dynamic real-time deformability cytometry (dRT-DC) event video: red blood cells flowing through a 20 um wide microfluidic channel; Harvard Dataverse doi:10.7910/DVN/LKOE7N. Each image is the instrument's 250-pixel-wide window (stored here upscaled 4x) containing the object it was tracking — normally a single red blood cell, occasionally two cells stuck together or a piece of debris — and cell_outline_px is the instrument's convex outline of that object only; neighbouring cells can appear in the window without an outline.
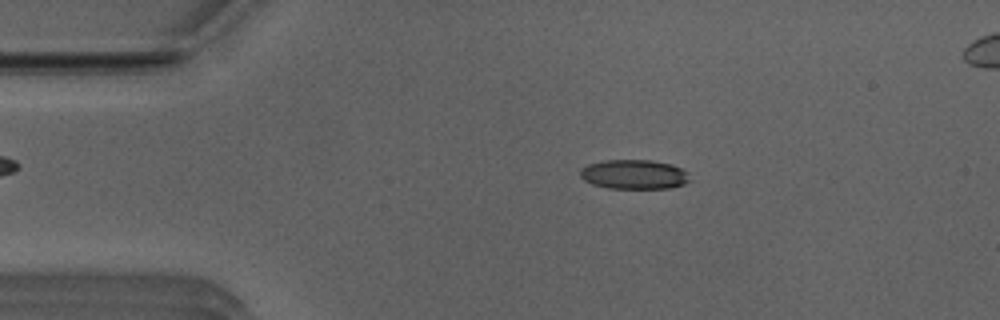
{"species": "Egyptian fruit bat (a non-hibernating species)", "species_latin": "Rousettus aegyptiacus", "temperature_condition": "room temperature", "stored_images_in_passage": 16, "camera_frame_rate_fps": 3000, "um_per_image_px": 0.085, "animal": {"sex": "male"}, "frame": {"image": 1, "passage_image": 9, "time_ms": 2.667, "image_size_px": [1000, 320], "cell_outline_px": [[688, 180], [684, 184], [668, 188], [608, 188], [592, 184], [584, 180], [580, 176], [580, 168], [588, 164], [604, 160], [648, 160], [672, 164], [688, 172]], "centroid_in_image_um": [53.86, 14.82], "position_along_channel_um": 31.1, "area_um2": 18.73}}
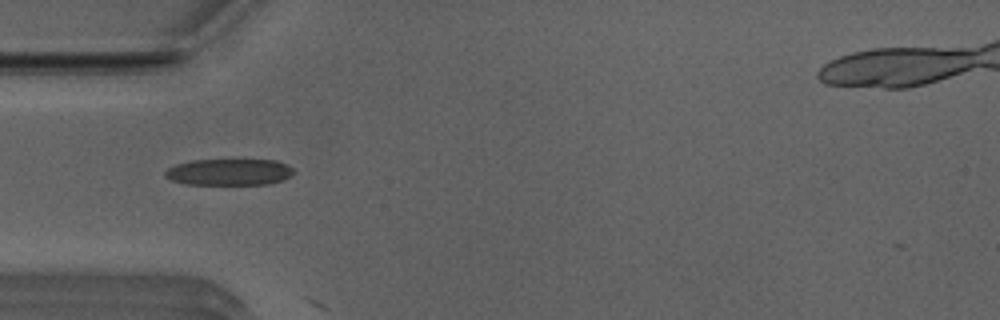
{"frame": {"image": 2, "passage_image": 15, "time_ms": 4.667, "image_size_px": [1000, 320], "cell_outline_px": [[292, 172], [284, 180], [268, 184], [184, 184], [172, 180], [164, 176], [164, 172], [168, 168], [176, 164], [192, 160], [276, 160], [288, 164], [292, 168]], "centroid_in_image_um": [19.46, 14.62], "position_along_channel_um": 65.5, "area_um2": 19.77}}